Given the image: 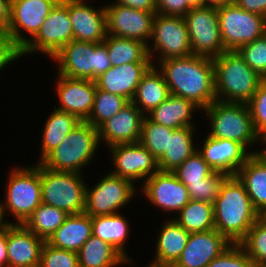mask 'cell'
<instances>
[{
  "mask_svg": "<svg viewBox=\"0 0 266 267\" xmlns=\"http://www.w3.org/2000/svg\"><path fill=\"white\" fill-rule=\"evenodd\" d=\"M150 40H154V47L149 43L147 49L153 65L155 63L152 56L156 51H159L158 61L186 57L193 54L187 24L184 17L181 16L156 13Z\"/></svg>",
  "mask_w": 266,
  "mask_h": 267,
  "instance_id": "30bf717a",
  "label": "cell"
},
{
  "mask_svg": "<svg viewBox=\"0 0 266 267\" xmlns=\"http://www.w3.org/2000/svg\"><path fill=\"white\" fill-rule=\"evenodd\" d=\"M53 112L45 121L42 134L40 163L52 150H54L81 121L76 115L59 111Z\"/></svg>",
  "mask_w": 266,
  "mask_h": 267,
  "instance_id": "d6a6232c",
  "label": "cell"
},
{
  "mask_svg": "<svg viewBox=\"0 0 266 267\" xmlns=\"http://www.w3.org/2000/svg\"><path fill=\"white\" fill-rule=\"evenodd\" d=\"M91 236V216L83 212L68 215L60 228L46 242L59 249L78 252Z\"/></svg>",
  "mask_w": 266,
  "mask_h": 267,
  "instance_id": "4316f807",
  "label": "cell"
},
{
  "mask_svg": "<svg viewBox=\"0 0 266 267\" xmlns=\"http://www.w3.org/2000/svg\"><path fill=\"white\" fill-rule=\"evenodd\" d=\"M57 96L61 105L55 109L76 115L85 121L91 114L96 94V83L92 80L69 78L57 75Z\"/></svg>",
  "mask_w": 266,
  "mask_h": 267,
  "instance_id": "ffe728a7",
  "label": "cell"
},
{
  "mask_svg": "<svg viewBox=\"0 0 266 267\" xmlns=\"http://www.w3.org/2000/svg\"><path fill=\"white\" fill-rule=\"evenodd\" d=\"M98 129L80 121L65 139L40 163L53 171L81 173L99 147Z\"/></svg>",
  "mask_w": 266,
  "mask_h": 267,
  "instance_id": "277c9868",
  "label": "cell"
},
{
  "mask_svg": "<svg viewBox=\"0 0 266 267\" xmlns=\"http://www.w3.org/2000/svg\"><path fill=\"white\" fill-rule=\"evenodd\" d=\"M4 213L1 209V206H0V232H2L3 230H5L10 224H13V223H8V222H5L4 220ZM4 220V221H3Z\"/></svg>",
  "mask_w": 266,
  "mask_h": 267,
  "instance_id": "11a10c76",
  "label": "cell"
},
{
  "mask_svg": "<svg viewBox=\"0 0 266 267\" xmlns=\"http://www.w3.org/2000/svg\"><path fill=\"white\" fill-rule=\"evenodd\" d=\"M21 57V49L6 34H0V71Z\"/></svg>",
  "mask_w": 266,
  "mask_h": 267,
  "instance_id": "bcb514c9",
  "label": "cell"
},
{
  "mask_svg": "<svg viewBox=\"0 0 266 267\" xmlns=\"http://www.w3.org/2000/svg\"><path fill=\"white\" fill-rule=\"evenodd\" d=\"M253 126L262 137L266 133V82L262 81L252 98L247 102Z\"/></svg>",
  "mask_w": 266,
  "mask_h": 267,
  "instance_id": "ee69618b",
  "label": "cell"
},
{
  "mask_svg": "<svg viewBox=\"0 0 266 267\" xmlns=\"http://www.w3.org/2000/svg\"><path fill=\"white\" fill-rule=\"evenodd\" d=\"M248 151L238 142L208 135L204 139L202 148L198 150L212 169L230 176L237 174L252 153L260 152V150Z\"/></svg>",
  "mask_w": 266,
  "mask_h": 267,
  "instance_id": "d6986e66",
  "label": "cell"
},
{
  "mask_svg": "<svg viewBox=\"0 0 266 267\" xmlns=\"http://www.w3.org/2000/svg\"><path fill=\"white\" fill-rule=\"evenodd\" d=\"M92 221V235L104 240L119 251L128 261L131 258L127 255L124 243L129 237V223L128 220L116 213L112 215H97L91 217Z\"/></svg>",
  "mask_w": 266,
  "mask_h": 267,
  "instance_id": "f546056e",
  "label": "cell"
},
{
  "mask_svg": "<svg viewBox=\"0 0 266 267\" xmlns=\"http://www.w3.org/2000/svg\"><path fill=\"white\" fill-rule=\"evenodd\" d=\"M173 218L189 233L215 229L214 206L205 201L190 200Z\"/></svg>",
  "mask_w": 266,
  "mask_h": 267,
  "instance_id": "e575fe53",
  "label": "cell"
},
{
  "mask_svg": "<svg viewBox=\"0 0 266 267\" xmlns=\"http://www.w3.org/2000/svg\"><path fill=\"white\" fill-rule=\"evenodd\" d=\"M4 203H0L5 215L16 218V223L25 224L42 203L41 163L27 167H16L8 178Z\"/></svg>",
  "mask_w": 266,
  "mask_h": 267,
  "instance_id": "52a82bcc",
  "label": "cell"
},
{
  "mask_svg": "<svg viewBox=\"0 0 266 267\" xmlns=\"http://www.w3.org/2000/svg\"><path fill=\"white\" fill-rule=\"evenodd\" d=\"M134 183L108 173L93 188L86 187V206L84 212L91 216L119 213L136 194Z\"/></svg>",
  "mask_w": 266,
  "mask_h": 267,
  "instance_id": "7c38bea8",
  "label": "cell"
},
{
  "mask_svg": "<svg viewBox=\"0 0 266 267\" xmlns=\"http://www.w3.org/2000/svg\"><path fill=\"white\" fill-rule=\"evenodd\" d=\"M78 253L79 267H117L130 264L112 245L92 235L80 248Z\"/></svg>",
  "mask_w": 266,
  "mask_h": 267,
  "instance_id": "1f68e13d",
  "label": "cell"
},
{
  "mask_svg": "<svg viewBox=\"0 0 266 267\" xmlns=\"http://www.w3.org/2000/svg\"><path fill=\"white\" fill-rule=\"evenodd\" d=\"M152 65V62H133L112 66L96 78V87L131 101L142 77Z\"/></svg>",
  "mask_w": 266,
  "mask_h": 267,
  "instance_id": "cb8c5ba5",
  "label": "cell"
},
{
  "mask_svg": "<svg viewBox=\"0 0 266 267\" xmlns=\"http://www.w3.org/2000/svg\"><path fill=\"white\" fill-rule=\"evenodd\" d=\"M107 34L139 40L148 45L157 12L132 9L119 4L105 5Z\"/></svg>",
  "mask_w": 266,
  "mask_h": 267,
  "instance_id": "9a60e30c",
  "label": "cell"
},
{
  "mask_svg": "<svg viewBox=\"0 0 266 267\" xmlns=\"http://www.w3.org/2000/svg\"><path fill=\"white\" fill-rule=\"evenodd\" d=\"M11 0H0V34L8 35Z\"/></svg>",
  "mask_w": 266,
  "mask_h": 267,
  "instance_id": "f907efd6",
  "label": "cell"
},
{
  "mask_svg": "<svg viewBox=\"0 0 266 267\" xmlns=\"http://www.w3.org/2000/svg\"><path fill=\"white\" fill-rule=\"evenodd\" d=\"M261 143L265 145L263 150L261 149L260 151H266V133L261 137Z\"/></svg>",
  "mask_w": 266,
  "mask_h": 267,
  "instance_id": "9f6ffc18",
  "label": "cell"
},
{
  "mask_svg": "<svg viewBox=\"0 0 266 267\" xmlns=\"http://www.w3.org/2000/svg\"><path fill=\"white\" fill-rule=\"evenodd\" d=\"M81 173L53 171L41 164L42 203L67 214L83 213L86 206V183Z\"/></svg>",
  "mask_w": 266,
  "mask_h": 267,
  "instance_id": "ba28073f",
  "label": "cell"
},
{
  "mask_svg": "<svg viewBox=\"0 0 266 267\" xmlns=\"http://www.w3.org/2000/svg\"><path fill=\"white\" fill-rule=\"evenodd\" d=\"M157 13L184 17L191 8L186 0H156Z\"/></svg>",
  "mask_w": 266,
  "mask_h": 267,
  "instance_id": "7dc6e473",
  "label": "cell"
},
{
  "mask_svg": "<svg viewBox=\"0 0 266 267\" xmlns=\"http://www.w3.org/2000/svg\"><path fill=\"white\" fill-rule=\"evenodd\" d=\"M129 102L123 96L97 88L91 114L85 121L98 129L105 121L117 114Z\"/></svg>",
  "mask_w": 266,
  "mask_h": 267,
  "instance_id": "8d00e7d4",
  "label": "cell"
},
{
  "mask_svg": "<svg viewBox=\"0 0 266 267\" xmlns=\"http://www.w3.org/2000/svg\"><path fill=\"white\" fill-rule=\"evenodd\" d=\"M95 9L85 0H68V15L76 41L103 43L107 36L105 6Z\"/></svg>",
  "mask_w": 266,
  "mask_h": 267,
  "instance_id": "7402d4cb",
  "label": "cell"
},
{
  "mask_svg": "<svg viewBox=\"0 0 266 267\" xmlns=\"http://www.w3.org/2000/svg\"><path fill=\"white\" fill-rule=\"evenodd\" d=\"M220 32L225 51H237L266 33V17L257 15L234 3L217 8Z\"/></svg>",
  "mask_w": 266,
  "mask_h": 267,
  "instance_id": "9c48e42d",
  "label": "cell"
},
{
  "mask_svg": "<svg viewBox=\"0 0 266 267\" xmlns=\"http://www.w3.org/2000/svg\"><path fill=\"white\" fill-rule=\"evenodd\" d=\"M52 59L59 64V75L95 81L111 68V61L104 43L72 40Z\"/></svg>",
  "mask_w": 266,
  "mask_h": 267,
  "instance_id": "8992f818",
  "label": "cell"
},
{
  "mask_svg": "<svg viewBox=\"0 0 266 267\" xmlns=\"http://www.w3.org/2000/svg\"><path fill=\"white\" fill-rule=\"evenodd\" d=\"M0 267H8L7 228L0 232Z\"/></svg>",
  "mask_w": 266,
  "mask_h": 267,
  "instance_id": "816d5d0a",
  "label": "cell"
},
{
  "mask_svg": "<svg viewBox=\"0 0 266 267\" xmlns=\"http://www.w3.org/2000/svg\"><path fill=\"white\" fill-rule=\"evenodd\" d=\"M141 192L163 212L179 213L191 200L187 187L171 171L154 173L143 182Z\"/></svg>",
  "mask_w": 266,
  "mask_h": 267,
  "instance_id": "e0dca14e",
  "label": "cell"
},
{
  "mask_svg": "<svg viewBox=\"0 0 266 267\" xmlns=\"http://www.w3.org/2000/svg\"><path fill=\"white\" fill-rule=\"evenodd\" d=\"M213 206L215 229L232 244H239L261 217L236 176H230L224 182Z\"/></svg>",
  "mask_w": 266,
  "mask_h": 267,
  "instance_id": "7a4b0ae2",
  "label": "cell"
},
{
  "mask_svg": "<svg viewBox=\"0 0 266 267\" xmlns=\"http://www.w3.org/2000/svg\"><path fill=\"white\" fill-rule=\"evenodd\" d=\"M103 43L106 45L111 66L133 62H152L148 55L147 45L139 40L107 34Z\"/></svg>",
  "mask_w": 266,
  "mask_h": 267,
  "instance_id": "836d02e7",
  "label": "cell"
},
{
  "mask_svg": "<svg viewBox=\"0 0 266 267\" xmlns=\"http://www.w3.org/2000/svg\"><path fill=\"white\" fill-rule=\"evenodd\" d=\"M159 230L155 259L149 264L153 267H172L181 257L190 233L170 219Z\"/></svg>",
  "mask_w": 266,
  "mask_h": 267,
  "instance_id": "484cf974",
  "label": "cell"
},
{
  "mask_svg": "<svg viewBox=\"0 0 266 267\" xmlns=\"http://www.w3.org/2000/svg\"><path fill=\"white\" fill-rule=\"evenodd\" d=\"M45 240L37 237L24 224L7 227L8 267H39Z\"/></svg>",
  "mask_w": 266,
  "mask_h": 267,
  "instance_id": "603a6c76",
  "label": "cell"
},
{
  "mask_svg": "<svg viewBox=\"0 0 266 267\" xmlns=\"http://www.w3.org/2000/svg\"><path fill=\"white\" fill-rule=\"evenodd\" d=\"M169 87L162 73L152 65L142 77L131 102L143 114L150 113L170 96ZM145 112V113H144Z\"/></svg>",
  "mask_w": 266,
  "mask_h": 267,
  "instance_id": "f1b7e54d",
  "label": "cell"
},
{
  "mask_svg": "<svg viewBox=\"0 0 266 267\" xmlns=\"http://www.w3.org/2000/svg\"><path fill=\"white\" fill-rule=\"evenodd\" d=\"M171 95L193 101L202 110L216 99L212 58L189 55L159 61Z\"/></svg>",
  "mask_w": 266,
  "mask_h": 267,
  "instance_id": "6da1fadb",
  "label": "cell"
},
{
  "mask_svg": "<svg viewBox=\"0 0 266 267\" xmlns=\"http://www.w3.org/2000/svg\"><path fill=\"white\" fill-rule=\"evenodd\" d=\"M201 108L193 101L170 95L158 107L147 113V117L158 124L171 129H180L186 126H193L192 116L194 110Z\"/></svg>",
  "mask_w": 266,
  "mask_h": 267,
  "instance_id": "83f0119b",
  "label": "cell"
},
{
  "mask_svg": "<svg viewBox=\"0 0 266 267\" xmlns=\"http://www.w3.org/2000/svg\"><path fill=\"white\" fill-rule=\"evenodd\" d=\"M233 3L234 0H204V7L220 8Z\"/></svg>",
  "mask_w": 266,
  "mask_h": 267,
  "instance_id": "f5cc1de1",
  "label": "cell"
},
{
  "mask_svg": "<svg viewBox=\"0 0 266 267\" xmlns=\"http://www.w3.org/2000/svg\"><path fill=\"white\" fill-rule=\"evenodd\" d=\"M261 217L266 220V212L262 214Z\"/></svg>",
  "mask_w": 266,
  "mask_h": 267,
  "instance_id": "680465c9",
  "label": "cell"
},
{
  "mask_svg": "<svg viewBox=\"0 0 266 267\" xmlns=\"http://www.w3.org/2000/svg\"><path fill=\"white\" fill-rule=\"evenodd\" d=\"M72 40L74 36L68 15V0H60L50 11L37 34L21 49V57L41 52L52 58Z\"/></svg>",
  "mask_w": 266,
  "mask_h": 267,
  "instance_id": "8fae6325",
  "label": "cell"
},
{
  "mask_svg": "<svg viewBox=\"0 0 266 267\" xmlns=\"http://www.w3.org/2000/svg\"><path fill=\"white\" fill-rule=\"evenodd\" d=\"M231 245L216 229L190 233L181 257L172 267H207Z\"/></svg>",
  "mask_w": 266,
  "mask_h": 267,
  "instance_id": "ac0fdd59",
  "label": "cell"
},
{
  "mask_svg": "<svg viewBox=\"0 0 266 267\" xmlns=\"http://www.w3.org/2000/svg\"><path fill=\"white\" fill-rule=\"evenodd\" d=\"M175 129L151 121L145 116L139 142L158 159L168 149L169 135Z\"/></svg>",
  "mask_w": 266,
  "mask_h": 267,
  "instance_id": "74e56055",
  "label": "cell"
},
{
  "mask_svg": "<svg viewBox=\"0 0 266 267\" xmlns=\"http://www.w3.org/2000/svg\"><path fill=\"white\" fill-rule=\"evenodd\" d=\"M68 215L61 209L41 203L24 225L37 237L47 241Z\"/></svg>",
  "mask_w": 266,
  "mask_h": 267,
  "instance_id": "d590c367",
  "label": "cell"
},
{
  "mask_svg": "<svg viewBox=\"0 0 266 267\" xmlns=\"http://www.w3.org/2000/svg\"><path fill=\"white\" fill-rule=\"evenodd\" d=\"M234 4L243 10L266 17V0H234Z\"/></svg>",
  "mask_w": 266,
  "mask_h": 267,
  "instance_id": "c3c4849f",
  "label": "cell"
},
{
  "mask_svg": "<svg viewBox=\"0 0 266 267\" xmlns=\"http://www.w3.org/2000/svg\"><path fill=\"white\" fill-rule=\"evenodd\" d=\"M252 261L240 244H232L207 267H250Z\"/></svg>",
  "mask_w": 266,
  "mask_h": 267,
  "instance_id": "f6af8a7d",
  "label": "cell"
},
{
  "mask_svg": "<svg viewBox=\"0 0 266 267\" xmlns=\"http://www.w3.org/2000/svg\"><path fill=\"white\" fill-rule=\"evenodd\" d=\"M145 116L130 101L98 128L99 140H103L108 149L118 144L139 142Z\"/></svg>",
  "mask_w": 266,
  "mask_h": 267,
  "instance_id": "44dd1931",
  "label": "cell"
},
{
  "mask_svg": "<svg viewBox=\"0 0 266 267\" xmlns=\"http://www.w3.org/2000/svg\"><path fill=\"white\" fill-rule=\"evenodd\" d=\"M244 185L254 209L261 216L266 212V156L252 153L235 175Z\"/></svg>",
  "mask_w": 266,
  "mask_h": 267,
  "instance_id": "d4e9b609",
  "label": "cell"
},
{
  "mask_svg": "<svg viewBox=\"0 0 266 267\" xmlns=\"http://www.w3.org/2000/svg\"><path fill=\"white\" fill-rule=\"evenodd\" d=\"M210 120V137L229 139L242 144L246 149L261 141L256 132L247 103L215 100L203 109Z\"/></svg>",
  "mask_w": 266,
  "mask_h": 267,
  "instance_id": "5b68a950",
  "label": "cell"
},
{
  "mask_svg": "<svg viewBox=\"0 0 266 267\" xmlns=\"http://www.w3.org/2000/svg\"><path fill=\"white\" fill-rule=\"evenodd\" d=\"M263 81H265V82H266V75L263 77Z\"/></svg>",
  "mask_w": 266,
  "mask_h": 267,
  "instance_id": "94428289",
  "label": "cell"
},
{
  "mask_svg": "<svg viewBox=\"0 0 266 267\" xmlns=\"http://www.w3.org/2000/svg\"><path fill=\"white\" fill-rule=\"evenodd\" d=\"M213 62L218 101L247 103L263 81L237 51H225Z\"/></svg>",
  "mask_w": 266,
  "mask_h": 267,
  "instance_id": "3957f363",
  "label": "cell"
},
{
  "mask_svg": "<svg viewBox=\"0 0 266 267\" xmlns=\"http://www.w3.org/2000/svg\"><path fill=\"white\" fill-rule=\"evenodd\" d=\"M114 170L111 174L131 180L145 182L158 172V160L140 142L118 144L110 147Z\"/></svg>",
  "mask_w": 266,
  "mask_h": 267,
  "instance_id": "2e32d148",
  "label": "cell"
},
{
  "mask_svg": "<svg viewBox=\"0 0 266 267\" xmlns=\"http://www.w3.org/2000/svg\"><path fill=\"white\" fill-rule=\"evenodd\" d=\"M184 19L194 55L213 59L224 52L217 8H193Z\"/></svg>",
  "mask_w": 266,
  "mask_h": 267,
  "instance_id": "4fadbf2b",
  "label": "cell"
},
{
  "mask_svg": "<svg viewBox=\"0 0 266 267\" xmlns=\"http://www.w3.org/2000/svg\"><path fill=\"white\" fill-rule=\"evenodd\" d=\"M230 175L215 171L211 176L203 179L201 183L184 184L187 187L191 200L205 201L214 204L220 195L224 182Z\"/></svg>",
  "mask_w": 266,
  "mask_h": 267,
  "instance_id": "60d3db41",
  "label": "cell"
},
{
  "mask_svg": "<svg viewBox=\"0 0 266 267\" xmlns=\"http://www.w3.org/2000/svg\"><path fill=\"white\" fill-rule=\"evenodd\" d=\"M264 156H266V151H260Z\"/></svg>",
  "mask_w": 266,
  "mask_h": 267,
  "instance_id": "91938a15",
  "label": "cell"
},
{
  "mask_svg": "<svg viewBox=\"0 0 266 267\" xmlns=\"http://www.w3.org/2000/svg\"><path fill=\"white\" fill-rule=\"evenodd\" d=\"M186 2L191 9L204 7V0H186Z\"/></svg>",
  "mask_w": 266,
  "mask_h": 267,
  "instance_id": "db71d44e",
  "label": "cell"
},
{
  "mask_svg": "<svg viewBox=\"0 0 266 267\" xmlns=\"http://www.w3.org/2000/svg\"><path fill=\"white\" fill-rule=\"evenodd\" d=\"M114 4L130 7L132 9L157 12L156 0H117Z\"/></svg>",
  "mask_w": 266,
  "mask_h": 267,
  "instance_id": "681fc988",
  "label": "cell"
},
{
  "mask_svg": "<svg viewBox=\"0 0 266 267\" xmlns=\"http://www.w3.org/2000/svg\"><path fill=\"white\" fill-rule=\"evenodd\" d=\"M237 52L261 77L266 75V33L258 39L241 46Z\"/></svg>",
  "mask_w": 266,
  "mask_h": 267,
  "instance_id": "b9f144b4",
  "label": "cell"
},
{
  "mask_svg": "<svg viewBox=\"0 0 266 267\" xmlns=\"http://www.w3.org/2000/svg\"><path fill=\"white\" fill-rule=\"evenodd\" d=\"M239 244L253 264L266 266V220L260 217Z\"/></svg>",
  "mask_w": 266,
  "mask_h": 267,
  "instance_id": "f35d334b",
  "label": "cell"
},
{
  "mask_svg": "<svg viewBox=\"0 0 266 267\" xmlns=\"http://www.w3.org/2000/svg\"><path fill=\"white\" fill-rule=\"evenodd\" d=\"M250 267H266V266H264V265H257V264H251V266Z\"/></svg>",
  "mask_w": 266,
  "mask_h": 267,
  "instance_id": "6f0895ef",
  "label": "cell"
},
{
  "mask_svg": "<svg viewBox=\"0 0 266 267\" xmlns=\"http://www.w3.org/2000/svg\"><path fill=\"white\" fill-rule=\"evenodd\" d=\"M60 0H11L10 23L8 36L22 49L29 41L25 35L33 38L50 11Z\"/></svg>",
  "mask_w": 266,
  "mask_h": 267,
  "instance_id": "5bb4252c",
  "label": "cell"
},
{
  "mask_svg": "<svg viewBox=\"0 0 266 267\" xmlns=\"http://www.w3.org/2000/svg\"><path fill=\"white\" fill-rule=\"evenodd\" d=\"M194 133V126H186L169 135L168 149L157 159L161 171H174L198 150L193 143Z\"/></svg>",
  "mask_w": 266,
  "mask_h": 267,
  "instance_id": "4dcf8cb0",
  "label": "cell"
},
{
  "mask_svg": "<svg viewBox=\"0 0 266 267\" xmlns=\"http://www.w3.org/2000/svg\"><path fill=\"white\" fill-rule=\"evenodd\" d=\"M39 267H79L78 253L53 247L45 241Z\"/></svg>",
  "mask_w": 266,
  "mask_h": 267,
  "instance_id": "7bdbcfd3",
  "label": "cell"
},
{
  "mask_svg": "<svg viewBox=\"0 0 266 267\" xmlns=\"http://www.w3.org/2000/svg\"><path fill=\"white\" fill-rule=\"evenodd\" d=\"M172 172L183 184H197L211 176L215 170L208 165L197 150Z\"/></svg>",
  "mask_w": 266,
  "mask_h": 267,
  "instance_id": "ab89813d",
  "label": "cell"
}]
</instances>
